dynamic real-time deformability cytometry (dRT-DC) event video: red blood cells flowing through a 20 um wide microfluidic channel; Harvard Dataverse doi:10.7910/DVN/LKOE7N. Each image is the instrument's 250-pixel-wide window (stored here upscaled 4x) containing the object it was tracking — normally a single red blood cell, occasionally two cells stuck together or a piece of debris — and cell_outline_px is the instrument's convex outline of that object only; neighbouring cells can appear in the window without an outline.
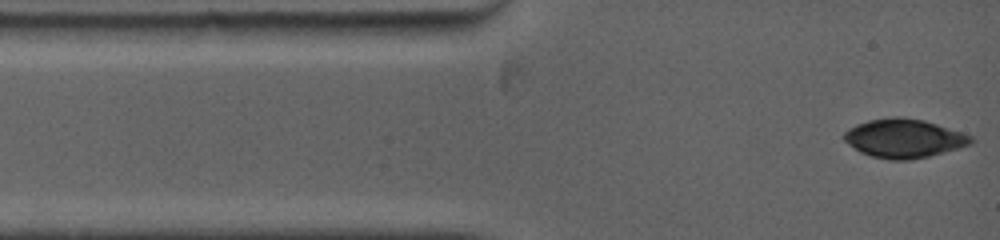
{"species": "common noctule bat (a hibernating species)", "species_latin": "Nyctalus noctula", "temperature_condition": "warm", "stored_images_in_passage": 3, "camera_frame_rate_fps": 5000, "um_per_image_px": 0.085, "animal": {"sex": "female", "body_mass_g": 19.0, "forearm_length_mm": 53.3}, "frame": {"image": 1, "passage_image": 1, "time_ms": 0.0, "image_size_px": [1000, 240], "cell_outline_px": [[972, 144], [928, 156], [908, 160], [892, 160], [872, 156], [860, 152], [848, 144], [840, 136], [844, 132], [868, 120], [892, 116], [900, 116], [924, 120], [972, 136]], "centroid_in_image_um": [76.81, 11.76], "position_along_channel_um": 8.2, "area_um2": 28.38}}